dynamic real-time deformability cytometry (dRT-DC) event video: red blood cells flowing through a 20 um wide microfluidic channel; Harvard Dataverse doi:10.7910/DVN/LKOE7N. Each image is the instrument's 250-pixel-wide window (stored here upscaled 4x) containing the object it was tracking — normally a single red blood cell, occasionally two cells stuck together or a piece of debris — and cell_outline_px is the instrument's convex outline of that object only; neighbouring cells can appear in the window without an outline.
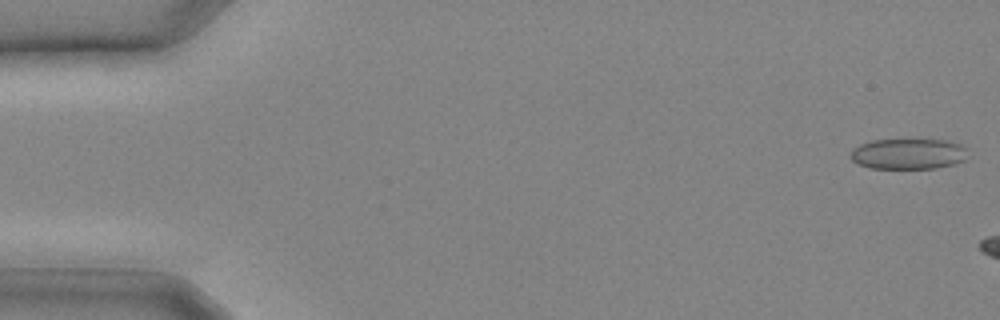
{"species": "common noctule bat (a hibernating species)", "species_latin": "Nyctalus noctula", "temperature_condition": "cold", "stored_images_in_passage": 4, "camera_frame_rate_fps": 3000, "um_per_image_px": 0.085, "animal": {"sex": "male", "body_mass_g": 20.4}, "frame": {"image": 1, "passage_image": 1, "time_ms": 0.0, "image_size_px": [1000, 320], "cell_outline_px": [[964, 160], [956, 164], [936, 168], [872, 168], [860, 164], [852, 160], [848, 156], [852, 148], [860, 144], [872, 140], [944, 140], [964, 144]], "centroid_in_image_um": [77.17, 13.08], "position_along_channel_um": 7.8, "area_um2": 20.87}}